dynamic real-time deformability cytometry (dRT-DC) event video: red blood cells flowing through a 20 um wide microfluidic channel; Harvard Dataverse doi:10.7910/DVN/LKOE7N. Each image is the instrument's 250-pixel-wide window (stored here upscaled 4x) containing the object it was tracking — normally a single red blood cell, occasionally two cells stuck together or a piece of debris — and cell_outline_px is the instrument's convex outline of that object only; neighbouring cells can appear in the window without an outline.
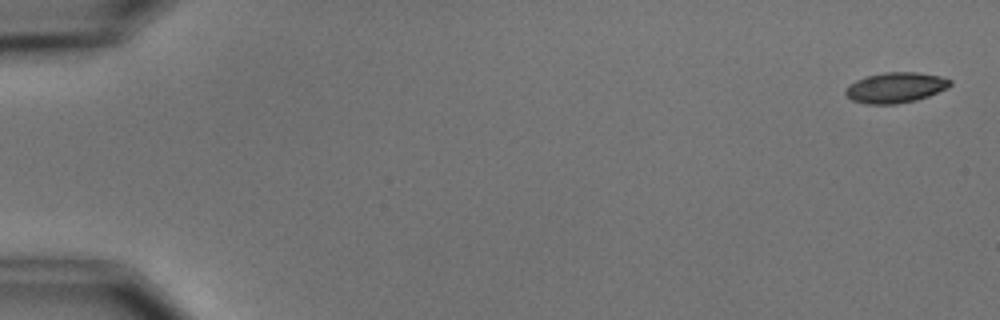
{"species": "common noctule bat (a hibernating species)", "species_latin": "Nyctalus noctula", "temperature_condition": "cold", "stored_images_in_passage": 5, "camera_frame_rate_fps": 3000, "um_per_image_px": 0.085, "animal": {"sex": "male", "body_mass_g": 15.6}, "frame": {"image": 1, "passage_image": 1, "time_ms": 0.0, "image_size_px": [1000, 320], "cell_outline_px": [[952, 84], [948, 88], [928, 96], [916, 100], [896, 104], [868, 104], [852, 100], [844, 92], [848, 84], [856, 80], [868, 76], [884, 72], [916, 72], [940, 76], [952, 80]], "centroid_in_image_um": [76.13, 7.44], "position_along_channel_um": 8.9, "area_um2": 18.55}}
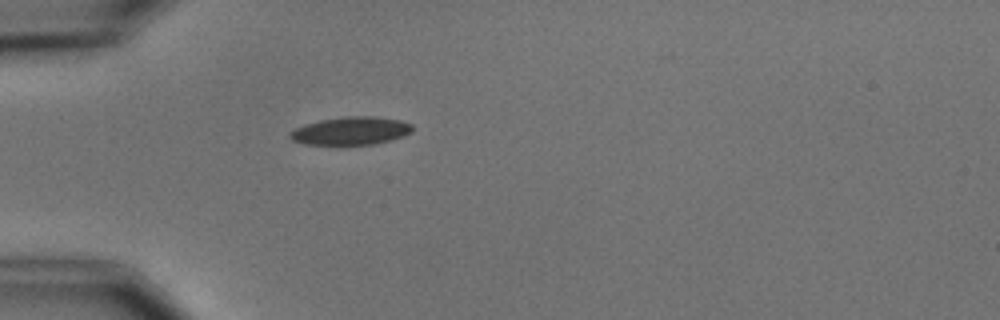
{"frame": {"image": 2, "passage_image": 5, "time_ms": 5.0, "image_size_px": [1000, 320], "cell_outline_px": [[412, 132], [404, 136], [392, 140], [376, 144], [344, 148], [332, 148], [304, 144], [292, 140], [288, 136], [288, 132], [304, 124], [320, 120], [344, 116], [376, 116], [400, 120], [412, 124]], "centroid_in_image_um": [29.77, 11.18], "position_along_channel_um": 55.2, "area_um2": 21.33}}